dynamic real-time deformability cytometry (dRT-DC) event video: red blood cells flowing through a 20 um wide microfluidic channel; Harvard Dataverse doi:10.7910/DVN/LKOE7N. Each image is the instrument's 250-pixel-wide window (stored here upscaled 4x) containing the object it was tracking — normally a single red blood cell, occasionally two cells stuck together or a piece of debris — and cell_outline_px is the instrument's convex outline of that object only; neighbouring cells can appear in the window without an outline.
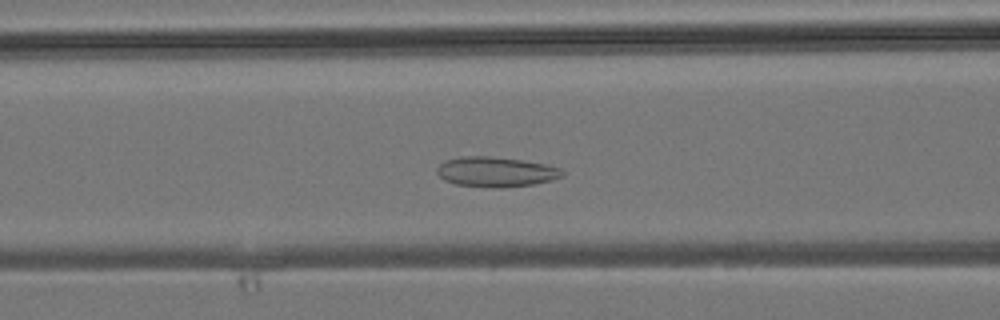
{"species": "common noctule bat (a hibernating species)", "species_latin": "Nyctalus noctula", "temperature_condition": "room temperature", "stored_images_in_passage": 41, "camera_frame_rate_fps": 3000, "um_per_image_px": 0.085, "animal": {"sex": "male", "body_mass_g": 19.2, "forearm_length_mm": 51.8}, "frame": {"image": 1, "passage_image": 14, "time_ms": 4.333, "image_size_px": [1000, 320], "cell_outline_px": [[564, 176], [552, 180], [532, 184], [508, 188], [492, 188], [456, 184], [444, 180], [436, 172], [436, 168], [444, 160], [460, 156], [488, 156], [520, 160], [548, 164], [560, 168], [564, 172]], "centroid_in_image_um": [42.15, 14.61], "position_along_channel_um": 124.5, "area_um2": 22.14}}
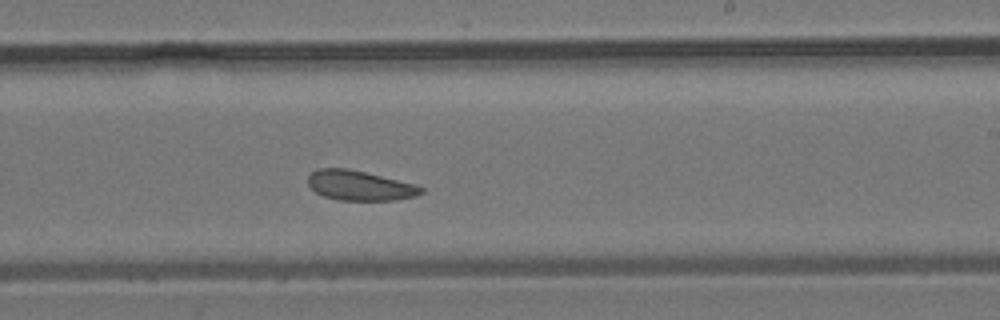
{"frame": {"image": 2, "passage_image": 23, "time_ms": 7.333, "image_size_px": [1000, 320], "cell_outline_px": [[424, 192], [416, 196], [396, 200], [340, 200], [324, 196], [316, 192], [308, 184], [308, 176], [316, 168], [348, 168], [416, 184], [424, 188]], "centroid_in_image_um": [30.59, 15.76], "position_along_channel_um": 258.4, "area_um2": 19.71}}
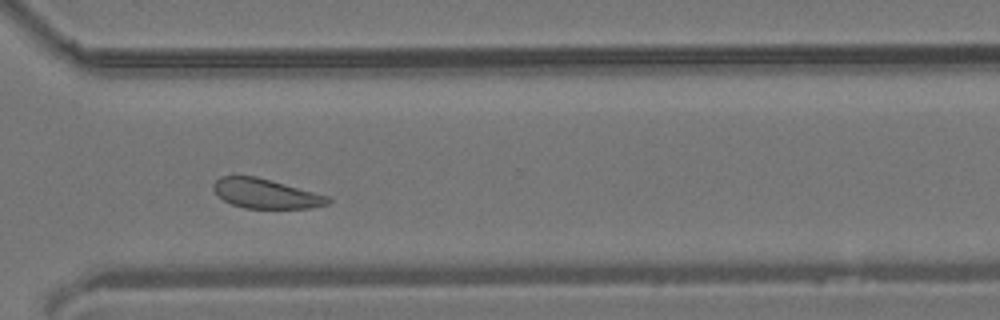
{"frame": {"image": 3, "passage_image": 29, "time_ms": 9.333, "image_size_px": [1000, 320], "cell_outline_px": [[332, 200], [328, 204], [308, 208], [244, 208], [232, 204], [224, 200], [212, 188], [212, 184], [220, 176], [256, 176], [272, 180], [328, 196]], "centroid_in_image_um": [22.58, 16.45], "position_along_channel_um": 348.0, "area_um2": 19.59}}